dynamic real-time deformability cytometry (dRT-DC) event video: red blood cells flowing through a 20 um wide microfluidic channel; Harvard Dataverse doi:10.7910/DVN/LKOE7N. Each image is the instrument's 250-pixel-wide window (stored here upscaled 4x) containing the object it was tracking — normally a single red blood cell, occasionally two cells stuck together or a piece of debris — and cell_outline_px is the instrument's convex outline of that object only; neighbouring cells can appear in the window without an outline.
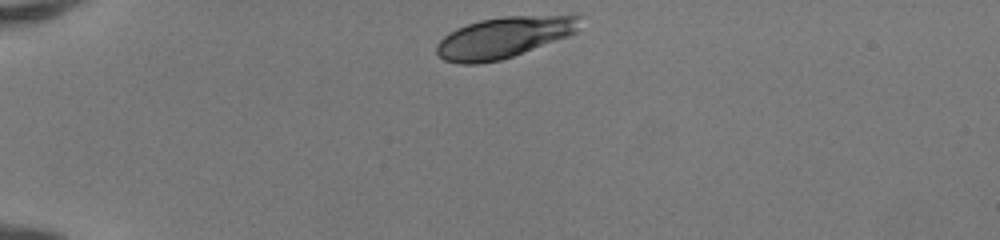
{"species": "human", "species_latin": "Homo sapiens", "temperature_condition": "room temperature", "stored_images_in_passage": 35, "camera_frame_rate_fps": 3000, "um_per_image_px": 0.085, "donor": {"sex": "female"}, "frame": {"image": 1, "passage_image": 1, "time_ms": 0.0, "image_size_px": [1000, 240], "cell_outline_px": [[580, 16], [576, 32], [568, 36], [512, 56], [500, 60], [480, 64], [460, 64], [444, 60], [436, 52], [436, 44], [444, 36], [456, 28], [480, 20], [504, 16]], "centroid_in_image_um": [42.75, 3.2], "position_along_channel_um": 42.3, "area_um2": 33.76}}
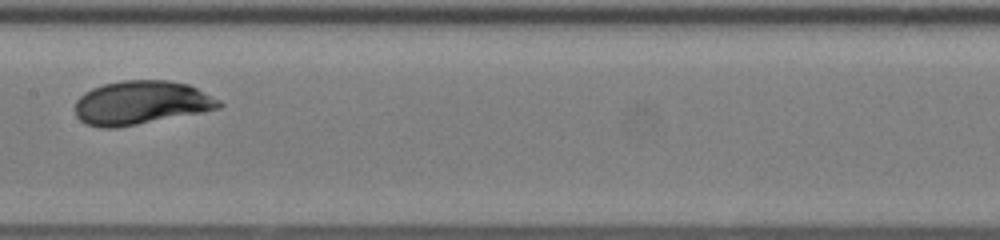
{"frame": {"image": 2, "passage_image": 16, "time_ms": 5.0, "image_size_px": [1000, 240], "cell_outline_px": [[224, 104], [220, 108], [200, 112], [116, 128], [100, 128], [84, 124], [76, 116], [76, 100], [84, 92], [92, 88], [104, 84], [124, 80], [168, 80], [188, 84], [220, 100]], "centroid_in_image_um": [11.96, 8.73], "position_along_channel_um": 195.4, "area_um2": 36.53}}
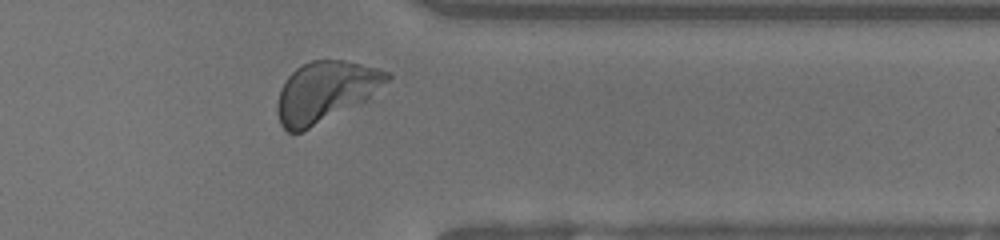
{"frame": {"image": 3, "passage_image": 30, "time_ms": 9.667, "image_size_px": [1000, 240], "cell_outline_px": [[392, 76], [368, 100], [300, 132], [288, 132], [280, 124], [276, 112], [276, 104], [280, 88], [288, 76], [296, 68], [312, 60], [340, 60], [360, 64], [376, 68], [388, 72]], "centroid_in_image_um": [27.64, 7.8], "position_along_channel_um": 383.8, "area_um2": 38.49}, "authors_computed_cell_mechanics": {"area_um2": 36.1828, "velocity_mm_per_s": 4.0934, "shape_relaxation_time_tau1_ms": 2.5389, "shape_relaxation_time_tau2_ms": null, "deformation_change_tau1": 0.1195, "deformation_change_tau2": null}}